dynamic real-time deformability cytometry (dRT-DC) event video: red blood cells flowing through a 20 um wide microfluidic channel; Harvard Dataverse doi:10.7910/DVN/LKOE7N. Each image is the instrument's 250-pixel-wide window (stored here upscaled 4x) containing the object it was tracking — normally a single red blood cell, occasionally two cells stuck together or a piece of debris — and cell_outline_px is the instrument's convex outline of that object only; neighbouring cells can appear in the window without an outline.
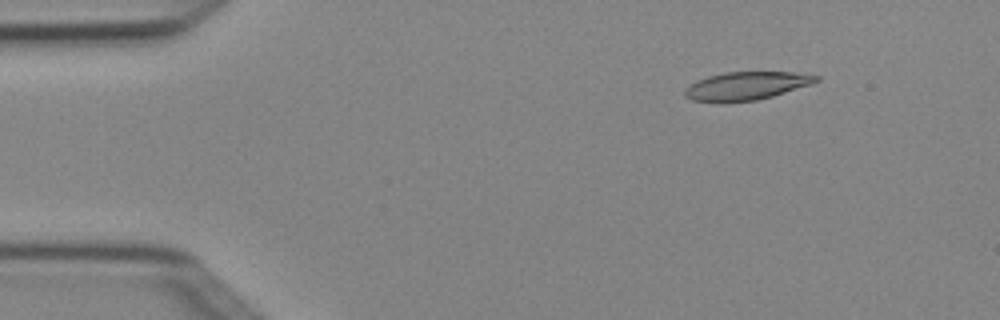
{"species": "Egyptian fruit bat (a non-hibernating species)", "species_latin": "Rousettus aegyptiacus", "temperature_condition": "cold", "stored_images_in_passage": 5, "camera_frame_rate_fps": 3000, "um_per_image_px": 0.085, "animal": {"sex": "female"}, "frame": {"image": 1, "passage_image": 2, "time_ms": 0.333, "image_size_px": [1000, 320], "cell_outline_px": [[820, 80], [812, 84], [772, 96], [756, 100], [724, 104], [720, 104], [692, 100], [684, 96], [684, 88], [696, 80], [708, 76], [724, 72], [792, 72], [820, 76]], "centroid_in_image_um": [63.38, 7.32], "position_along_channel_um": 21.6, "area_um2": 22.02}}
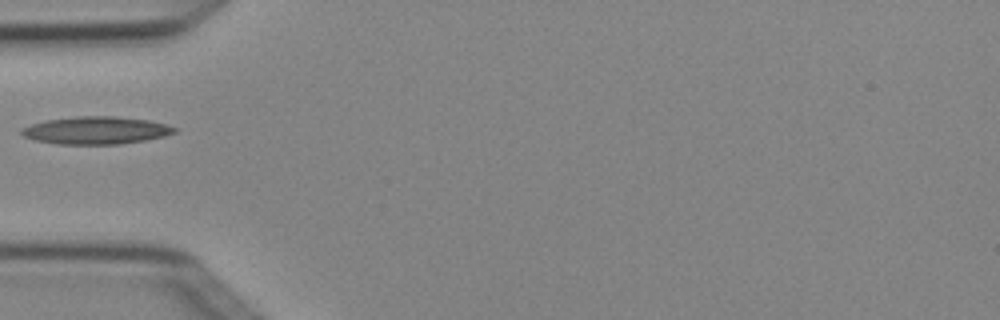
{"frame": {"image": 2, "passage_image": 5, "time_ms": 1.333, "image_size_px": [1000, 320], "cell_outline_px": [[180, 128], [176, 132], [164, 136], [144, 140], [120, 144], [56, 144], [32, 140], [24, 136], [20, 132], [20, 128], [44, 120], [76, 116], [116, 116], [148, 120]], "centroid_in_image_um": [8.13, 11.08], "position_along_channel_um": 76.9, "area_um2": 24.74}}